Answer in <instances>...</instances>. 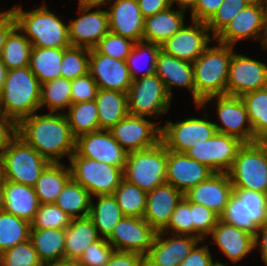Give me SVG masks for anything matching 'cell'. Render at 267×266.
Returning a JSON list of instances; mask_svg holds the SVG:
<instances>
[{
	"label": "cell",
	"instance_id": "29",
	"mask_svg": "<svg viewBox=\"0 0 267 266\" xmlns=\"http://www.w3.org/2000/svg\"><path fill=\"white\" fill-rule=\"evenodd\" d=\"M222 253L236 263L248 256L254 248V236L233 225L218 220L211 234Z\"/></svg>",
	"mask_w": 267,
	"mask_h": 266
},
{
	"label": "cell",
	"instance_id": "26",
	"mask_svg": "<svg viewBox=\"0 0 267 266\" xmlns=\"http://www.w3.org/2000/svg\"><path fill=\"white\" fill-rule=\"evenodd\" d=\"M40 202L34 187L0 181V208L18 218L32 222Z\"/></svg>",
	"mask_w": 267,
	"mask_h": 266
},
{
	"label": "cell",
	"instance_id": "24",
	"mask_svg": "<svg viewBox=\"0 0 267 266\" xmlns=\"http://www.w3.org/2000/svg\"><path fill=\"white\" fill-rule=\"evenodd\" d=\"M108 5L109 30L134 42L143 41L144 17L137 0H115Z\"/></svg>",
	"mask_w": 267,
	"mask_h": 266
},
{
	"label": "cell",
	"instance_id": "57",
	"mask_svg": "<svg viewBox=\"0 0 267 266\" xmlns=\"http://www.w3.org/2000/svg\"><path fill=\"white\" fill-rule=\"evenodd\" d=\"M17 135V124L0 109V149H4Z\"/></svg>",
	"mask_w": 267,
	"mask_h": 266
},
{
	"label": "cell",
	"instance_id": "44",
	"mask_svg": "<svg viewBox=\"0 0 267 266\" xmlns=\"http://www.w3.org/2000/svg\"><path fill=\"white\" fill-rule=\"evenodd\" d=\"M160 49H161L160 45L153 43H147L144 41L135 43L133 49L131 50V53L126 59L127 67L129 69L132 80L138 78L137 74L141 68L140 64L142 61L140 62V60H142V58L147 62L148 65L146 64L147 68L141 74L140 77H144L146 75H151L155 73L157 55Z\"/></svg>",
	"mask_w": 267,
	"mask_h": 266
},
{
	"label": "cell",
	"instance_id": "41",
	"mask_svg": "<svg viewBox=\"0 0 267 266\" xmlns=\"http://www.w3.org/2000/svg\"><path fill=\"white\" fill-rule=\"evenodd\" d=\"M31 223L0 208V254L30 239Z\"/></svg>",
	"mask_w": 267,
	"mask_h": 266
},
{
	"label": "cell",
	"instance_id": "27",
	"mask_svg": "<svg viewBox=\"0 0 267 266\" xmlns=\"http://www.w3.org/2000/svg\"><path fill=\"white\" fill-rule=\"evenodd\" d=\"M183 194L172 185L164 183L147 193L143 218L157 231H162L169 223L176 205Z\"/></svg>",
	"mask_w": 267,
	"mask_h": 266
},
{
	"label": "cell",
	"instance_id": "21",
	"mask_svg": "<svg viewBox=\"0 0 267 266\" xmlns=\"http://www.w3.org/2000/svg\"><path fill=\"white\" fill-rule=\"evenodd\" d=\"M79 7V17L69 22L68 32L71 46L94 49L109 30L106 10ZM81 15V16H80Z\"/></svg>",
	"mask_w": 267,
	"mask_h": 266
},
{
	"label": "cell",
	"instance_id": "20",
	"mask_svg": "<svg viewBox=\"0 0 267 266\" xmlns=\"http://www.w3.org/2000/svg\"><path fill=\"white\" fill-rule=\"evenodd\" d=\"M165 232L156 233L152 246L144 256L145 266H179L197 243L202 242L192 235L172 234L164 238Z\"/></svg>",
	"mask_w": 267,
	"mask_h": 266
},
{
	"label": "cell",
	"instance_id": "11",
	"mask_svg": "<svg viewBox=\"0 0 267 266\" xmlns=\"http://www.w3.org/2000/svg\"><path fill=\"white\" fill-rule=\"evenodd\" d=\"M216 98V112L221 125L213 122L217 132L238 138L243 143H253L254 135L250 124L247 108L241 97L215 96L205 99L198 108H207L208 101ZM206 106V107H205Z\"/></svg>",
	"mask_w": 267,
	"mask_h": 266
},
{
	"label": "cell",
	"instance_id": "47",
	"mask_svg": "<svg viewBox=\"0 0 267 266\" xmlns=\"http://www.w3.org/2000/svg\"><path fill=\"white\" fill-rule=\"evenodd\" d=\"M37 252L31 242L27 240L16 244L11 249L0 254V266H41Z\"/></svg>",
	"mask_w": 267,
	"mask_h": 266
},
{
	"label": "cell",
	"instance_id": "32",
	"mask_svg": "<svg viewBox=\"0 0 267 266\" xmlns=\"http://www.w3.org/2000/svg\"><path fill=\"white\" fill-rule=\"evenodd\" d=\"M94 101L98 108V119L101 130L109 131L129 114L127 93L98 89Z\"/></svg>",
	"mask_w": 267,
	"mask_h": 266
},
{
	"label": "cell",
	"instance_id": "59",
	"mask_svg": "<svg viewBox=\"0 0 267 266\" xmlns=\"http://www.w3.org/2000/svg\"><path fill=\"white\" fill-rule=\"evenodd\" d=\"M16 27L15 17L10 10L0 11V57L9 33Z\"/></svg>",
	"mask_w": 267,
	"mask_h": 266
},
{
	"label": "cell",
	"instance_id": "37",
	"mask_svg": "<svg viewBox=\"0 0 267 266\" xmlns=\"http://www.w3.org/2000/svg\"><path fill=\"white\" fill-rule=\"evenodd\" d=\"M91 199L90 193L71 177L54 203L75 219L89 216Z\"/></svg>",
	"mask_w": 267,
	"mask_h": 266
},
{
	"label": "cell",
	"instance_id": "30",
	"mask_svg": "<svg viewBox=\"0 0 267 266\" xmlns=\"http://www.w3.org/2000/svg\"><path fill=\"white\" fill-rule=\"evenodd\" d=\"M171 7L144 18V42L161 45L185 25V9L174 10Z\"/></svg>",
	"mask_w": 267,
	"mask_h": 266
},
{
	"label": "cell",
	"instance_id": "45",
	"mask_svg": "<svg viewBox=\"0 0 267 266\" xmlns=\"http://www.w3.org/2000/svg\"><path fill=\"white\" fill-rule=\"evenodd\" d=\"M90 50L82 47L70 46L64 48L61 62L62 77L74 80L89 73Z\"/></svg>",
	"mask_w": 267,
	"mask_h": 266
},
{
	"label": "cell",
	"instance_id": "5",
	"mask_svg": "<svg viewBox=\"0 0 267 266\" xmlns=\"http://www.w3.org/2000/svg\"><path fill=\"white\" fill-rule=\"evenodd\" d=\"M220 220L255 236L267 222V193L233 188Z\"/></svg>",
	"mask_w": 267,
	"mask_h": 266
},
{
	"label": "cell",
	"instance_id": "6",
	"mask_svg": "<svg viewBox=\"0 0 267 266\" xmlns=\"http://www.w3.org/2000/svg\"><path fill=\"white\" fill-rule=\"evenodd\" d=\"M3 179L34 187L50 163L36 149L16 135L2 150Z\"/></svg>",
	"mask_w": 267,
	"mask_h": 266
},
{
	"label": "cell",
	"instance_id": "10",
	"mask_svg": "<svg viewBox=\"0 0 267 266\" xmlns=\"http://www.w3.org/2000/svg\"><path fill=\"white\" fill-rule=\"evenodd\" d=\"M172 97L162 80L155 74L132 80L127 92L129 115L139 117L160 116L170 109Z\"/></svg>",
	"mask_w": 267,
	"mask_h": 266
},
{
	"label": "cell",
	"instance_id": "58",
	"mask_svg": "<svg viewBox=\"0 0 267 266\" xmlns=\"http://www.w3.org/2000/svg\"><path fill=\"white\" fill-rule=\"evenodd\" d=\"M144 18L173 6L172 0H137Z\"/></svg>",
	"mask_w": 267,
	"mask_h": 266
},
{
	"label": "cell",
	"instance_id": "18",
	"mask_svg": "<svg viewBox=\"0 0 267 266\" xmlns=\"http://www.w3.org/2000/svg\"><path fill=\"white\" fill-rule=\"evenodd\" d=\"M75 151L83 157L125 169L127 152L110 131L97 130L76 138Z\"/></svg>",
	"mask_w": 267,
	"mask_h": 266
},
{
	"label": "cell",
	"instance_id": "23",
	"mask_svg": "<svg viewBox=\"0 0 267 266\" xmlns=\"http://www.w3.org/2000/svg\"><path fill=\"white\" fill-rule=\"evenodd\" d=\"M213 173L206 165L192 159L186 153L167 150L166 183L183 195Z\"/></svg>",
	"mask_w": 267,
	"mask_h": 266
},
{
	"label": "cell",
	"instance_id": "40",
	"mask_svg": "<svg viewBox=\"0 0 267 266\" xmlns=\"http://www.w3.org/2000/svg\"><path fill=\"white\" fill-rule=\"evenodd\" d=\"M71 104V80L59 77L41 84L40 108L47 105L50 112L65 113Z\"/></svg>",
	"mask_w": 267,
	"mask_h": 266
},
{
	"label": "cell",
	"instance_id": "69",
	"mask_svg": "<svg viewBox=\"0 0 267 266\" xmlns=\"http://www.w3.org/2000/svg\"><path fill=\"white\" fill-rule=\"evenodd\" d=\"M264 50H267V37L265 38L264 44L262 46Z\"/></svg>",
	"mask_w": 267,
	"mask_h": 266
},
{
	"label": "cell",
	"instance_id": "2",
	"mask_svg": "<svg viewBox=\"0 0 267 266\" xmlns=\"http://www.w3.org/2000/svg\"><path fill=\"white\" fill-rule=\"evenodd\" d=\"M41 84L29 66L7 71L0 109L16 124L40 109Z\"/></svg>",
	"mask_w": 267,
	"mask_h": 266
},
{
	"label": "cell",
	"instance_id": "35",
	"mask_svg": "<svg viewBox=\"0 0 267 266\" xmlns=\"http://www.w3.org/2000/svg\"><path fill=\"white\" fill-rule=\"evenodd\" d=\"M97 204L91 199L89 217L94 223L100 238L107 239L116 224L124 217L113 194L96 196Z\"/></svg>",
	"mask_w": 267,
	"mask_h": 266
},
{
	"label": "cell",
	"instance_id": "19",
	"mask_svg": "<svg viewBox=\"0 0 267 266\" xmlns=\"http://www.w3.org/2000/svg\"><path fill=\"white\" fill-rule=\"evenodd\" d=\"M247 38L261 40V46L266 38L259 0H253L242 9L215 37V41L234 47L239 40Z\"/></svg>",
	"mask_w": 267,
	"mask_h": 266
},
{
	"label": "cell",
	"instance_id": "68",
	"mask_svg": "<svg viewBox=\"0 0 267 266\" xmlns=\"http://www.w3.org/2000/svg\"><path fill=\"white\" fill-rule=\"evenodd\" d=\"M213 266H227V265H224L220 261H216V262H214V265Z\"/></svg>",
	"mask_w": 267,
	"mask_h": 266
},
{
	"label": "cell",
	"instance_id": "31",
	"mask_svg": "<svg viewBox=\"0 0 267 266\" xmlns=\"http://www.w3.org/2000/svg\"><path fill=\"white\" fill-rule=\"evenodd\" d=\"M99 239L97 229L89 216L72 219L65 229V260L77 262L85 249Z\"/></svg>",
	"mask_w": 267,
	"mask_h": 266
},
{
	"label": "cell",
	"instance_id": "1",
	"mask_svg": "<svg viewBox=\"0 0 267 266\" xmlns=\"http://www.w3.org/2000/svg\"><path fill=\"white\" fill-rule=\"evenodd\" d=\"M17 135L50 163H60L65 155L70 159L75 152L76 138L64 113L35 112L17 124Z\"/></svg>",
	"mask_w": 267,
	"mask_h": 266
},
{
	"label": "cell",
	"instance_id": "25",
	"mask_svg": "<svg viewBox=\"0 0 267 266\" xmlns=\"http://www.w3.org/2000/svg\"><path fill=\"white\" fill-rule=\"evenodd\" d=\"M232 191L233 186L228 173H213L206 180L191 188L184 196L190 202L201 204L220 217Z\"/></svg>",
	"mask_w": 267,
	"mask_h": 266
},
{
	"label": "cell",
	"instance_id": "22",
	"mask_svg": "<svg viewBox=\"0 0 267 266\" xmlns=\"http://www.w3.org/2000/svg\"><path fill=\"white\" fill-rule=\"evenodd\" d=\"M89 74L98 89L127 93L132 83L126 61L101 54L95 48L90 50Z\"/></svg>",
	"mask_w": 267,
	"mask_h": 266
},
{
	"label": "cell",
	"instance_id": "33",
	"mask_svg": "<svg viewBox=\"0 0 267 266\" xmlns=\"http://www.w3.org/2000/svg\"><path fill=\"white\" fill-rule=\"evenodd\" d=\"M70 178V166L66 168L61 162L49 163L34 186L40 204L54 203Z\"/></svg>",
	"mask_w": 267,
	"mask_h": 266
},
{
	"label": "cell",
	"instance_id": "50",
	"mask_svg": "<svg viewBox=\"0 0 267 266\" xmlns=\"http://www.w3.org/2000/svg\"><path fill=\"white\" fill-rule=\"evenodd\" d=\"M190 209L193 222V236L203 241L205 237L211 234L220 217L201 204L190 202Z\"/></svg>",
	"mask_w": 267,
	"mask_h": 266
},
{
	"label": "cell",
	"instance_id": "17",
	"mask_svg": "<svg viewBox=\"0 0 267 266\" xmlns=\"http://www.w3.org/2000/svg\"><path fill=\"white\" fill-rule=\"evenodd\" d=\"M191 21L190 26L183 25L160 47L167 54L193 63L215 38H211L210 30L205 22Z\"/></svg>",
	"mask_w": 267,
	"mask_h": 266
},
{
	"label": "cell",
	"instance_id": "54",
	"mask_svg": "<svg viewBox=\"0 0 267 266\" xmlns=\"http://www.w3.org/2000/svg\"><path fill=\"white\" fill-rule=\"evenodd\" d=\"M224 0H197L190 9L191 20L207 23L217 12Z\"/></svg>",
	"mask_w": 267,
	"mask_h": 266
},
{
	"label": "cell",
	"instance_id": "7",
	"mask_svg": "<svg viewBox=\"0 0 267 266\" xmlns=\"http://www.w3.org/2000/svg\"><path fill=\"white\" fill-rule=\"evenodd\" d=\"M167 148L160 141L148 149L128 152L124 178L146 193L166 183Z\"/></svg>",
	"mask_w": 267,
	"mask_h": 266
},
{
	"label": "cell",
	"instance_id": "15",
	"mask_svg": "<svg viewBox=\"0 0 267 266\" xmlns=\"http://www.w3.org/2000/svg\"><path fill=\"white\" fill-rule=\"evenodd\" d=\"M156 233L144 218L124 216L106 240L117 251L135 252L145 256Z\"/></svg>",
	"mask_w": 267,
	"mask_h": 266
},
{
	"label": "cell",
	"instance_id": "66",
	"mask_svg": "<svg viewBox=\"0 0 267 266\" xmlns=\"http://www.w3.org/2000/svg\"><path fill=\"white\" fill-rule=\"evenodd\" d=\"M257 142L267 151V132H265Z\"/></svg>",
	"mask_w": 267,
	"mask_h": 266
},
{
	"label": "cell",
	"instance_id": "55",
	"mask_svg": "<svg viewBox=\"0 0 267 266\" xmlns=\"http://www.w3.org/2000/svg\"><path fill=\"white\" fill-rule=\"evenodd\" d=\"M197 243L190 254L179 266H213L214 261L208 245L198 246Z\"/></svg>",
	"mask_w": 267,
	"mask_h": 266
},
{
	"label": "cell",
	"instance_id": "67",
	"mask_svg": "<svg viewBox=\"0 0 267 266\" xmlns=\"http://www.w3.org/2000/svg\"><path fill=\"white\" fill-rule=\"evenodd\" d=\"M2 149H0V181L3 179V167H2Z\"/></svg>",
	"mask_w": 267,
	"mask_h": 266
},
{
	"label": "cell",
	"instance_id": "42",
	"mask_svg": "<svg viewBox=\"0 0 267 266\" xmlns=\"http://www.w3.org/2000/svg\"><path fill=\"white\" fill-rule=\"evenodd\" d=\"M113 196L124 216L143 218L146 209L147 193L137 185L123 178Z\"/></svg>",
	"mask_w": 267,
	"mask_h": 266
},
{
	"label": "cell",
	"instance_id": "38",
	"mask_svg": "<svg viewBox=\"0 0 267 266\" xmlns=\"http://www.w3.org/2000/svg\"><path fill=\"white\" fill-rule=\"evenodd\" d=\"M68 109L64 114L75 138L100 130L98 108L94 100L72 103Z\"/></svg>",
	"mask_w": 267,
	"mask_h": 266
},
{
	"label": "cell",
	"instance_id": "46",
	"mask_svg": "<svg viewBox=\"0 0 267 266\" xmlns=\"http://www.w3.org/2000/svg\"><path fill=\"white\" fill-rule=\"evenodd\" d=\"M71 220L55 203L40 204L31 222V229H66Z\"/></svg>",
	"mask_w": 267,
	"mask_h": 266
},
{
	"label": "cell",
	"instance_id": "56",
	"mask_svg": "<svg viewBox=\"0 0 267 266\" xmlns=\"http://www.w3.org/2000/svg\"><path fill=\"white\" fill-rule=\"evenodd\" d=\"M105 266H145L144 256L135 252L114 250Z\"/></svg>",
	"mask_w": 267,
	"mask_h": 266
},
{
	"label": "cell",
	"instance_id": "53",
	"mask_svg": "<svg viewBox=\"0 0 267 266\" xmlns=\"http://www.w3.org/2000/svg\"><path fill=\"white\" fill-rule=\"evenodd\" d=\"M97 91V84L89 73L71 80L72 103L94 100Z\"/></svg>",
	"mask_w": 267,
	"mask_h": 266
},
{
	"label": "cell",
	"instance_id": "48",
	"mask_svg": "<svg viewBox=\"0 0 267 266\" xmlns=\"http://www.w3.org/2000/svg\"><path fill=\"white\" fill-rule=\"evenodd\" d=\"M136 42L133 40L108 32L101 38L95 49L106 56L126 61Z\"/></svg>",
	"mask_w": 267,
	"mask_h": 266
},
{
	"label": "cell",
	"instance_id": "43",
	"mask_svg": "<svg viewBox=\"0 0 267 266\" xmlns=\"http://www.w3.org/2000/svg\"><path fill=\"white\" fill-rule=\"evenodd\" d=\"M241 98L247 108L254 142H256L267 132V87L247 92Z\"/></svg>",
	"mask_w": 267,
	"mask_h": 266
},
{
	"label": "cell",
	"instance_id": "28",
	"mask_svg": "<svg viewBox=\"0 0 267 266\" xmlns=\"http://www.w3.org/2000/svg\"><path fill=\"white\" fill-rule=\"evenodd\" d=\"M155 74L162 80L168 94L171 93L172 86L187 88L195 103V82L194 68L192 62L178 59L170 54L159 50L155 66Z\"/></svg>",
	"mask_w": 267,
	"mask_h": 266
},
{
	"label": "cell",
	"instance_id": "34",
	"mask_svg": "<svg viewBox=\"0 0 267 266\" xmlns=\"http://www.w3.org/2000/svg\"><path fill=\"white\" fill-rule=\"evenodd\" d=\"M30 240L42 263L65 260V229H31Z\"/></svg>",
	"mask_w": 267,
	"mask_h": 266
},
{
	"label": "cell",
	"instance_id": "51",
	"mask_svg": "<svg viewBox=\"0 0 267 266\" xmlns=\"http://www.w3.org/2000/svg\"><path fill=\"white\" fill-rule=\"evenodd\" d=\"M171 231V232H169ZM166 234H181L193 236V222L191 217L190 201L183 196L171 215L168 225L162 230Z\"/></svg>",
	"mask_w": 267,
	"mask_h": 266
},
{
	"label": "cell",
	"instance_id": "63",
	"mask_svg": "<svg viewBox=\"0 0 267 266\" xmlns=\"http://www.w3.org/2000/svg\"><path fill=\"white\" fill-rule=\"evenodd\" d=\"M41 266H77L76 262L69 260L53 261L42 263Z\"/></svg>",
	"mask_w": 267,
	"mask_h": 266
},
{
	"label": "cell",
	"instance_id": "8",
	"mask_svg": "<svg viewBox=\"0 0 267 266\" xmlns=\"http://www.w3.org/2000/svg\"><path fill=\"white\" fill-rule=\"evenodd\" d=\"M227 173L233 188L267 193V151L257 141L244 143Z\"/></svg>",
	"mask_w": 267,
	"mask_h": 266
},
{
	"label": "cell",
	"instance_id": "65",
	"mask_svg": "<svg viewBox=\"0 0 267 266\" xmlns=\"http://www.w3.org/2000/svg\"><path fill=\"white\" fill-rule=\"evenodd\" d=\"M7 71H8L7 68L0 59V90L5 82Z\"/></svg>",
	"mask_w": 267,
	"mask_h": 266
},
{
	"label": "cell",
	"instance_id": "52",
	"mask_svg": "<svg viewBox=\"0 0 267 266\" xmlns=\"http://www.w3.org/2000/svg\"><path fill=\"white\" fill-rule=\"evenodd\" d=\"M114 250L106 239L100 238L85 249L76 264L77 266H105Z\"/></svg>",
	"mask_w": 267,
	"mask_h": 266
},
{
	"label": "cell",
	"instance_id": "14",
	"mask_svg": "<svg viewBox=\"0 0 267 266\" xmlns=\"http://www.w3.org/2000/svg\"><path fill=\"white\" fill-rule=\"evenodd\" d=\"M267 87V65L233 51L226 83V95L243 94Z\"/></svg>",
	"mask_w": 267,
	"mask_h": 266
},
{
	"label": "cell",
	"instance_id": "36",
	"mask_svg": "<svg viewBox=\"0 0 267 266\" xmlns=\"http://www.w3.org/2000/svg\"><path fill=\"white\" fill-rule=\"evenodd\" d=\"M64 48L32 47L29 68L40 84L62 77L61 62Z\"/></svg>",
	"mask_w": 267,
	"mask_h": 266
},
{
	"label": "cell",
	"instance_id": "61",
	"mask_svg": "<svg viewBox=\"0 0 267 266\" xmlns=\"http://www.w3.org/2000/svg\"><path fill=\"white\" fill-rule=\"evenodd\" d=\"M111 1L112 0H79L78 1V6L79 7H84V8H91L92 9L94 7L104 6L105 3H107V5H109V3Z\"/></svg>",
	"mask_w": 267,
	"mask_h": 266
},
{
	"label": "cell",
	"instance_id": "9",
	"mask_svg": "<svg viewBox=\"0 0 267 266\" xmlns=\"http://www.w3.org/2000/svg\"><path fill=\"white\" fill-rule=\"evenodd\" d=\"M69 161L71 177L91 196L113 194L124 178V169L80 156L76 151Z\"/></svg>",
	"mask_w": 267,
	"mask_h": 266
},
{
	"label": "cell",
	"instance_id": "64",
	"mask_svg": "<svg viewBox=\"0 0 267 266\" xmlns=\"http://www.w3.org/2000/svg\"><path fill=\"white\" fill-rule=\"evenodd\" d=\"M262 8L263 24L265 29V35L267 37V0H259Z\"/></svg>",
	"mask_w": 267,
	"mask_h": 266
},
{
	"label": "cell",
	"instance_id": "13",
	"mask_svg": "<svg viewBox=\"0 0 267 266\" xmlns=\"http://www.w3.org/2000/svg\"><path fill=\"white\" fill-rule=\"evenodd\" d=\"M243 144L236 137L216 132L212 138L194 145L186 154L214 173H227Z\"/></svg>",
	"mask_w": 267,
	"mask_h": 266
},
{
	"label": "cell",
	"instance_id": "49",
	"mask_svg": "<svg viewBox=\"0 0 267 266\" xmlns=\"http://www.w3.org/2000/svg\"><path fill=\"white\" fill-rule=\"evenodd\" d=\"M253 0H224L213 17L206 23L216 37L225 26Z\"/></svg>",
	"mask_w": 267,
	"mask_h": 266
},
{
	"label": "cell",
	"instance_id": "16",
	"mask_svg": "<svg viewBox=\"0 0 267 266\" xmlns=\"http://www.w3.org/2000/svg\"><path fill=\"white\" fill-rule=\"evenodd\" d=\"M113 138L128 153L155 146L160 142L161 126L145 117L127 115L109 130Z\"/></svg>",
	"mask_w": 267,
	"mask_h": 266
},
{
	"label": "cell",
	"instance_id": "62",
	"mask_svg": "<svg viewBox=\"0 0 267 266\" xmlns=\"http://www.w3.org/2000/svg\"><path fill=\"white\" fill-rule=\"evenodd\" d=\"M197 0H172V4L176 3L179 8L185 9H191L195 4Z\"/></svg>",
	"mask_w": 267,
	"mask_h": 266
},
{
	"label": "cell",
	"instance_id": "3",
	"mask_svg": "<svg viewBox=\"0 0 267 266\" xmlns=\"http://www.w3.org/2000/svg\"><path fill=\"white\" fill-rule=\"evenodd\" d=\"M11 11L16 20L17 28L37 48H68V25L45 5L31 11L21 6H13Z\"/></svg>",
	"mask_w": 267,
	"mask_h": 266
},
{
	"label": "cell",
	"instance_id": "39",
	"mask_svg": "<svg viewBox=\"0 0 267 266\" xmlns=\"http://www.w3.org/2000/svg\"><path fill=\"white\" fill-rule=\"evenodd\" d=\"M31 49V42L16 26L6 39L0 59L7 70L24 68L29 66Z\"/></svg>",
	"mask_w": 267,
	"mask_h": 266
},
{
	"label": "cell",
	"instance_id": "4",
	"mask_svg": "<svg viewBox=\"0 0 267 266\" xmlns=\"http://www.w3.org/2000/svg\"><path fill=\"white\" fill-rule=\"evenodd\" d=\"M218 44L216 47L208 46L192 63L196 105H200L207 98L226 95V83L234 47Z\"/></svg>",
	"mask_w": 267,
	"mask_h": 266
},
{
	"label": "cell",
	"instance_id": "60",
	"mask_svg": "<svg viewBox=\"0 0 267 266\" xmlns=\"http://www.w3.org/2000/svg\"><path fill=\"white\" fill-rule=\"evenodd\" d=\"M256 247H260L262 260L267 265V222L263 226L259 227L257 233L254 236V248Z\"/></svg>",
	"mask_w": 267,
	"mask_h": 266
},
{
	"label": "cell",
	"instance_id": "12",
	"mask_svg": "<svg viewBox=\"0 0 267 266\" xmlns=\"http://www.w3.org/2000/svg\"><path fill=\"white\" fill-rule=\"evenodd\" d=\"M217 132L213 121L206 118H188L184 121H167L161 127L160 141L167 150L186 153L194 145L212 138Z\"/></svg>",
	"mask_w": 267,
	"mask_h": 266
}]
</instances>
